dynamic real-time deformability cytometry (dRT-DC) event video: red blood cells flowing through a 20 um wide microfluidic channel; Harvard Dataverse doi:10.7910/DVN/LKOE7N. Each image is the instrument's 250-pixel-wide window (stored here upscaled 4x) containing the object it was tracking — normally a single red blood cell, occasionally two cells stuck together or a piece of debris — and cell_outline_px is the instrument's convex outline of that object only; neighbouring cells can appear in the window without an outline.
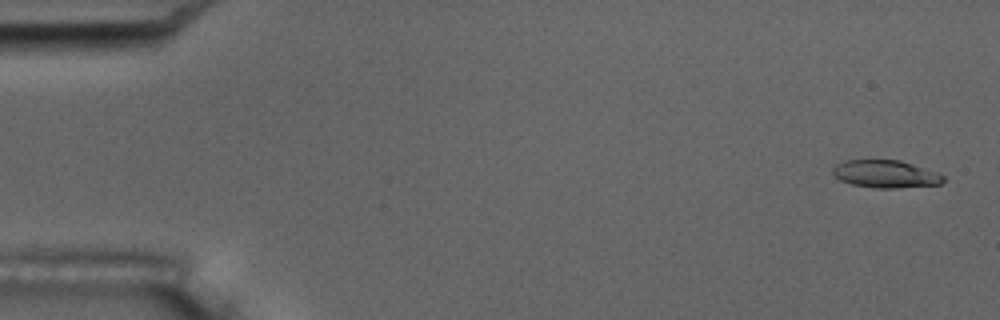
{"species": "common noctule bat (a hibernating species)", "species_latin": "Nyctalus noctula", "temperature_condition": "room temperature", "stored_images_in_passage": 55, "camera_frame_rate_fps": 3000, "um_per_image_px": 0.085, "animal": {"sex": "male", "body_mass_g": 17.5, "forearm_length_mm": 52.3}, "frame": {"image": 1, "passage_image": 2, "time_ms": 0.333, "image_size_px": [1000, 320], "cell_outline_px": [[944, 180], [940, 184], [896, 188], [876, 188], [852, 184], [840, 180], [832, 172], [832, 168], [836, 164], [848, 160], [900, 160], [912, 164], [944, 176]], "centroid_in_image_um": [75.23, 14.79], "position_along_channel_um": 9.8, "area_um2": 17.46}}
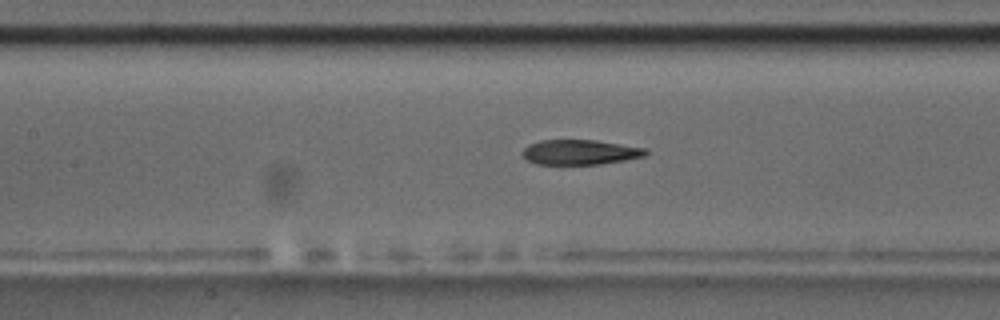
{"frame": {"image": 2, "passage_image": 25, "time_ms": 8.0, "image_size_px": [1000, 320], "cell_outline_px": [[648, 152], [644, 156], [624, 160], [600, 164], [536, 164], [520, 156], [520, 152], [528, 144], [540, 140], [596, 140], [648, 148]], "centroid_in_image_um": [49.27, 12.93], "position_along_channel_um": 158.1, "area_um2": 18.09}}
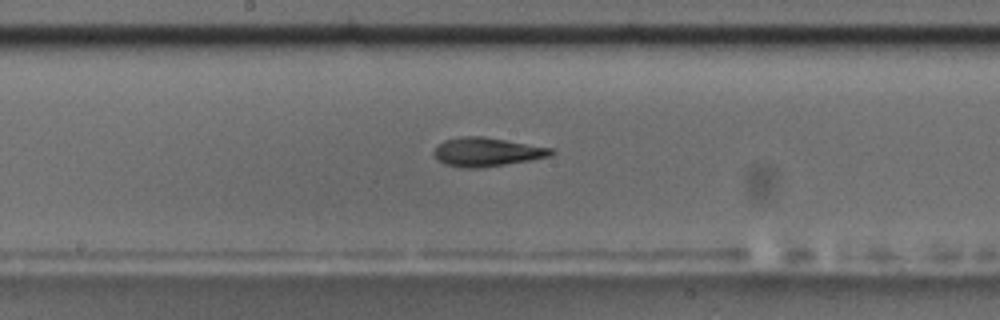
{"frame": {"image": 3, "passage_image": 29, "time_ms": 9.333, "image_size_px": [1000, 320], "cell_outline_px": [[556, 152], [548, 156], [528, 160], [504, 164], [476, 168], [464, 168], [444, 164], [432, 152], [436, 144], [444, 140], [464, 136], [484, 136], [556, 148]], "centroid_in_image_um": [41.38, 12.89], "position_along_channel_um": 206.8, "area_um2": 19.71}, "authors_computed_cell_mechanics": {"area_um2": 19.2474, "velocity_mm_per_s": 3.6757, "shape_relaxation_time_tau1_ms": null, "shape_relaxation_time_tau2_ms": 4.8604, "deformation_change_tau1": null, "deformation_change_tau2": 0.1592}}